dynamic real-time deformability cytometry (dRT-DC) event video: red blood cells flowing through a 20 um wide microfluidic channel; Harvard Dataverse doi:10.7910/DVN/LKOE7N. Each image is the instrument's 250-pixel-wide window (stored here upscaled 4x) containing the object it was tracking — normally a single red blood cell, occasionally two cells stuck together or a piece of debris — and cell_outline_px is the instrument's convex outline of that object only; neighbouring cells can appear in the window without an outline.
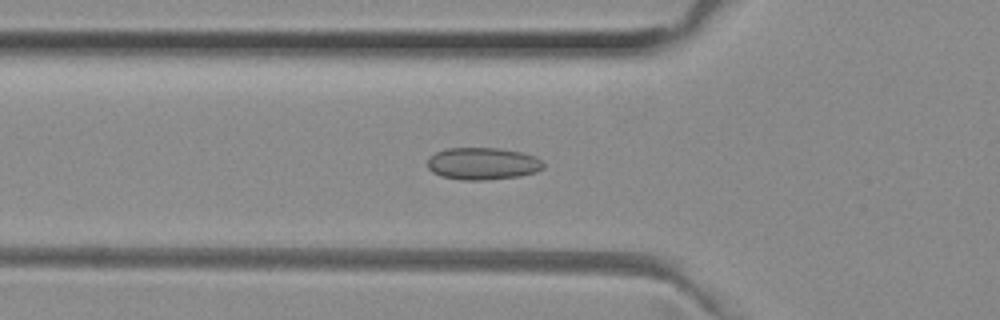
{"species": "common noctule bat (a hibernating species)", "species_latin": "Nyctalus noctula", "temperature_condition": "room temperature", "stored_images_in_passage": 51, "camera_frame_rate_fps": 3000, "um_per_image_px": 0.085, "animal": {"sex": "female", "body_mass_g": 29.2, "forearm_length_mm": 56.3}, "frame": {"image": 1, "passage_image": 17, "time_ms": 5.333, "image_size_px": [1000, 320], "cell_outline_px": [[544, 168], [536, 172], [520, 176], [488, 180], [460, 180], [440, 176], [432, 172], [428, 168], [428, 160], [436, 152], [448, 148], [500, 148], [520, 152], [536, 156], [544, 164]], "centroid_in_image_um": [41.04, 13.92], "position_along_channel_um": 84.8, "area_um2": 21.85}}
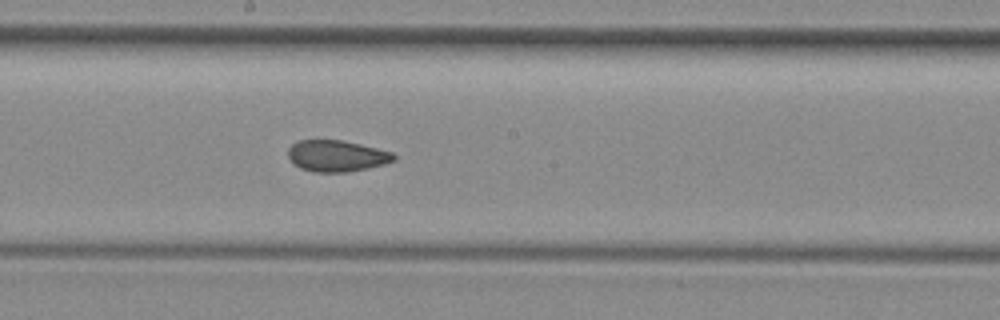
{"frame": {"image": 2, "passage_image": 27, "time_ms": 8.667, "image_size_px": [1000, 320], "cell_outline_px": [[396, 160], [384, 164], [368, 168], [344, 172], [312, 172], [300, 168], [288, 156], [288, 148], [292, 144], [300, 140], [340, 140], [360, 144], [392, 152], [396, 156]], "centroid_in_image_um": [28.62, 13.25], "position_along_channel_um": 219.6, "area_um2": 19.19}}
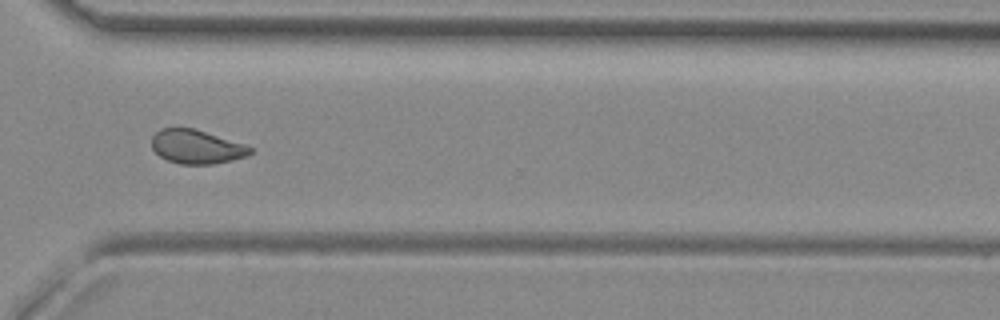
{"frame": {"image": 3, "passage_image": 37, "time_ms": 12.0, "image_size_px": [1000, 320], "cell_outline_px": [[252, 152], [244, 156], [232, 160], [212, 164], [180, 164], [168, 160], [160, 156], [152, 148], [152, 136], [160, 128], [192, 128], [244, 144], [252, 148]], "centroid_in_image_um": [16.67, 12.48], "position_along_channel_um": 353.9, "area_um2": 19.13}, "authors_computed_cell_mechanics": {"area_um2": 20.23, "velocity_mm_per_s": 4.0317, "shape_relaxation_time_tau1_ms": null, "shape_relaxation_time_tau2_ms": 1.3787, "deformation_change_tau1": null, "deformation_change_tau2": 0.0679}}